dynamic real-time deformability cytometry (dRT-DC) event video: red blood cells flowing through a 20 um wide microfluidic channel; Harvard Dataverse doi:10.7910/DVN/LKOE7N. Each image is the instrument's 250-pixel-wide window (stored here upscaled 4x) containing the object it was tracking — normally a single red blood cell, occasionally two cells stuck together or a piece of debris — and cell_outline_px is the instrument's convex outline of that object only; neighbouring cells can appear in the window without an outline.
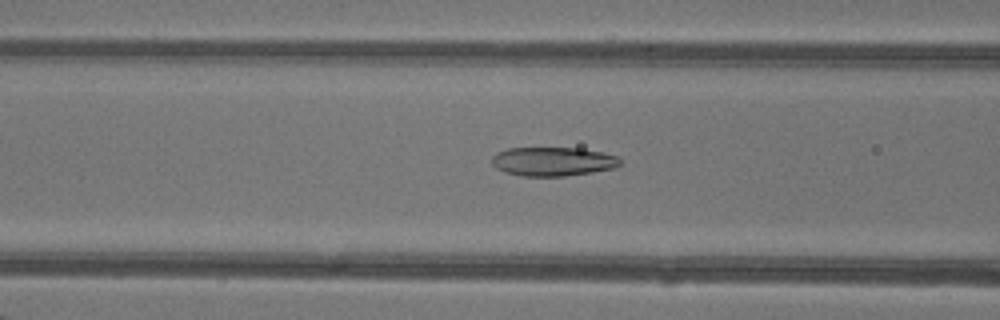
{"species": "common noctule bat (a hibernating species)", "species_latin": "Nyctalus noctula", "temperature_condition": "warm", "stored_images_in_passage": 48, "camera_frame_rate_fps": 3000, "um_per_image_px": 0.085, "animal": {"sex": "female"}, "frame": {"image": 1, "passage_image": 20, "time_ms": 6.333, "image_size_px": [1000, 320], "cell_outline_px": [[620, 164], [616, 168], [592, 172], [564, 176], [520, 176], [504, 172], [496, 168], [492, 164], [492, 156], [496, 152], [508, 148], [580, 148], [604, 152], [620, 156]], "centroid_in_image_um": [47.01, 13.72], "position_along_channel_um": 119.6, "area_um2": 21.91}}
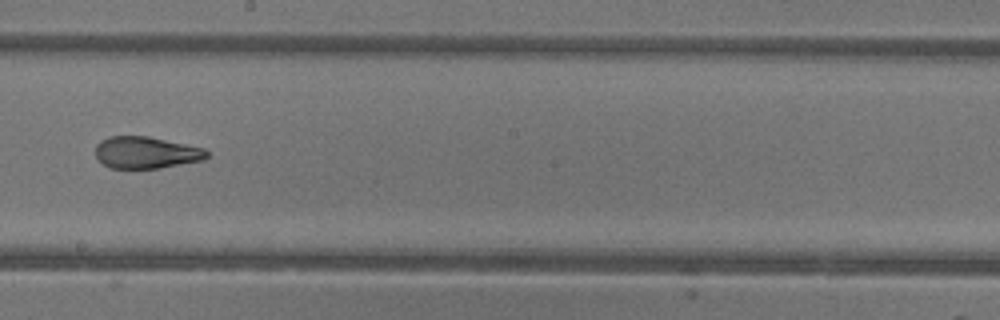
{"frame": {"image": 2, "passage_image": 28, "time_ms": 9.0, "image_size_px": [1000, 320], "cell_outline_px": [[208, 156], [204, 160], [160, 168], [112, 168], [104, 164], [96, 156], [96, 144], [100, 140], [108, 136], [148, 136], [204, 148], [208, 152]], "centroid_in_image_um": [12.42, 12.96], "position_along_channel_um": 235.8, "area_um2": 20.63}}
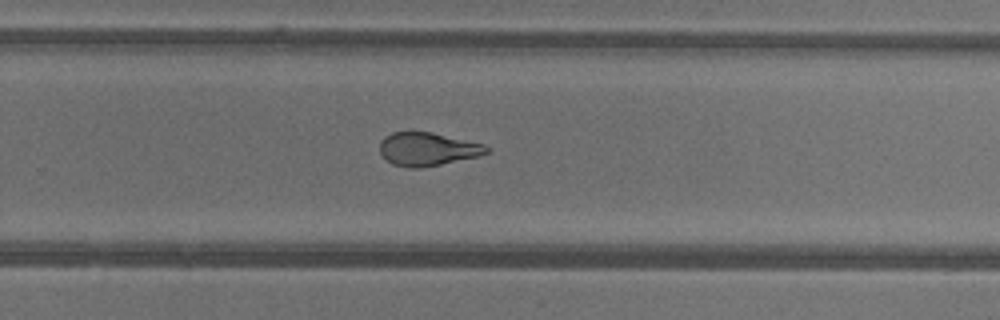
{"frame": {"image": 3, "passage_image": 32, "time_ms": 10.333, "image_size_px": [1000, 320], "cell_outline_px": [[488, 152], [480, 156], [420, 168], [408, 168], [392, 164], [380, 156], [380, 140], [384, 136], [392, 132], [432, 132], [484, 144], [488, 148]], "centroid_in_image_um": [36.29, 12.68], "position_along_channel_um": 293.5, "area_um2": 20.81}, "authors_computed_cell_mechanics": {"area_um2": 23.8136, "velocity_mm_per_s": 4.3445, "shape_relaxation_time_tau1_ms": null, "shape_relaxation_time_tau2_ms": 1.3001, "deformation_change_tau1": null, "deformation_change_tau2": 0.0946}}